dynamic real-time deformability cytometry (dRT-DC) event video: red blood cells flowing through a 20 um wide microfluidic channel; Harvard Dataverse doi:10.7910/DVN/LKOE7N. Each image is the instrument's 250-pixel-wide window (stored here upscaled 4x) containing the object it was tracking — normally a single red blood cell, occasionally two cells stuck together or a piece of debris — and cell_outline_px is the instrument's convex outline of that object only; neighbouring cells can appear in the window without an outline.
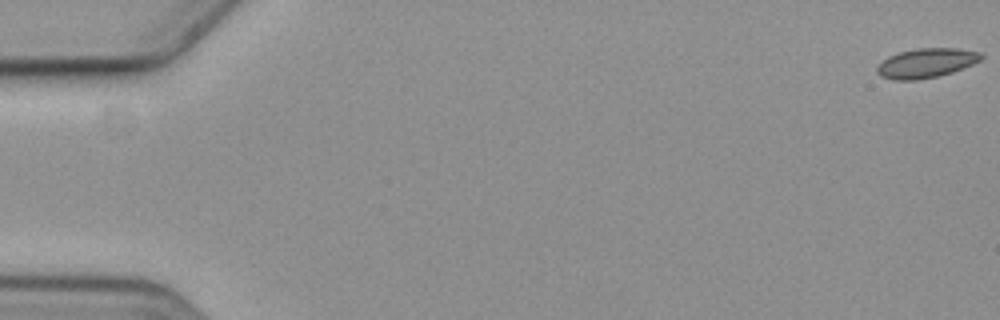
{"species": "common noctule bat (a hibernating species)", "species_latin": "Nyctalus noctula", "temperature_condition": "cold", "stored_images_in_passage": 4, "camera_frame_rate_fps": 3000, "um_per_image_px": 0.085, "animal": {"sex": "female", "body_mass_g": 19.3, "forearm_length_mm": 54.1}, "frame": {"image": 1, "passage_image": 1, "time_ms": 0.0, "image_size_px": [1000, 320], "cell_outline_px": [[984, 56], [980, 60], [972, 64], [952, 72], [936, 76], [916, 80], [892, 80], [880, 76], [876, 72], [876, 68], [888, 56], [900, 52], [916, 48], [956, 48], [980, 52]], "centroid_in_image_um": [78.71, 5.36], "position_along_channel_um": 6.3, "area_um2": 17.74}}